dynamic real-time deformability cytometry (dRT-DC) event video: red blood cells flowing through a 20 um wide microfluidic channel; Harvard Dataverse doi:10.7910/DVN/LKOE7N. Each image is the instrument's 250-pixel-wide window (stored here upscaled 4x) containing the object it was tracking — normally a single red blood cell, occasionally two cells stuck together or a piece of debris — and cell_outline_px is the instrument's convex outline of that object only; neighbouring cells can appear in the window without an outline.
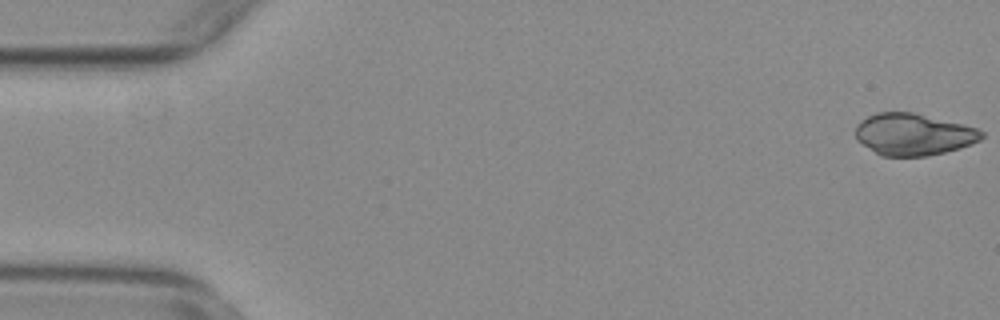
{"species": "common noctule bat (a hibernating species)", "species_latin": "Nyctalus noctula", "temperature_condition": "warm", "stored_images_in_passage": 54, "camera_frame_rate_fps": 3000, "um_per_image_px": 0.085, "animal": {"sex": "female", "body_mass_g": 29.2, "forearm_length_mm": 56.3}, "frame": {"image": 1, "passage_image": 1, "time_ms": 0.0, "image_size_px": [1000, 320], "cell_outline_px": [[984, 136], [980, 140], [972, 144], [960, 148], [928, 156], [884, 156], [876, 152], [856, 140], [856, 124], [860, 120], [876, 112], [912, 112], [964, 124], [976, 128], [984, 132]], "centroid_in_image_um": [77.65, 11.41], "position_along_channel_um": 7.4, "area_um2": 30.75}}
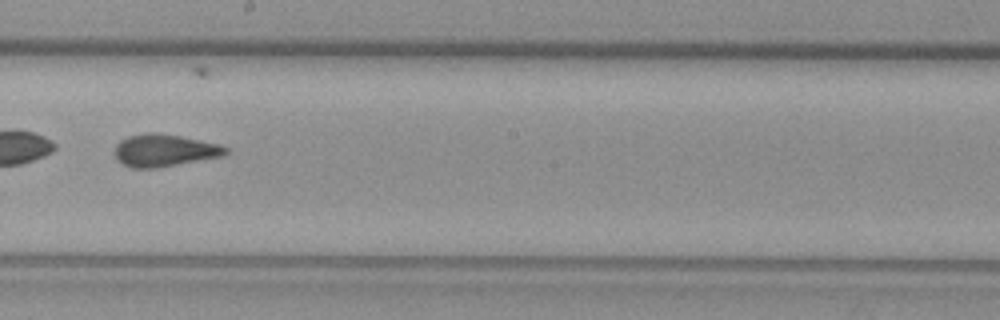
{"frame": {"image": 2, "passage_image": 31, "time_ms": 10.0, "image_size_px": [1000, 320], "cell_outline_px": [[228, 152], [224, 156], [156, 168], [128, 168], [116, 160], [112, 152], [116, 144], [120, 140], [128, 136], [144, 132], [156, 132], [180, 136], [220, 144], [228, 148]], "centroid_in_image_um": [13.92, 12.78], "position_along_channel_um": 234.3, "area_um2": 21.33}, "authors_computed_cell_mechanics": {"area_um2": 26.8481, "velocity_mm_per_s": 3.7637, "shape_relaxation_time_tau1_ms": null, "shape_relaxation_time_tau2_ms": 1.2701, "deformation_change_tau1": null, "deformation_change_tau2": 0.0857}}